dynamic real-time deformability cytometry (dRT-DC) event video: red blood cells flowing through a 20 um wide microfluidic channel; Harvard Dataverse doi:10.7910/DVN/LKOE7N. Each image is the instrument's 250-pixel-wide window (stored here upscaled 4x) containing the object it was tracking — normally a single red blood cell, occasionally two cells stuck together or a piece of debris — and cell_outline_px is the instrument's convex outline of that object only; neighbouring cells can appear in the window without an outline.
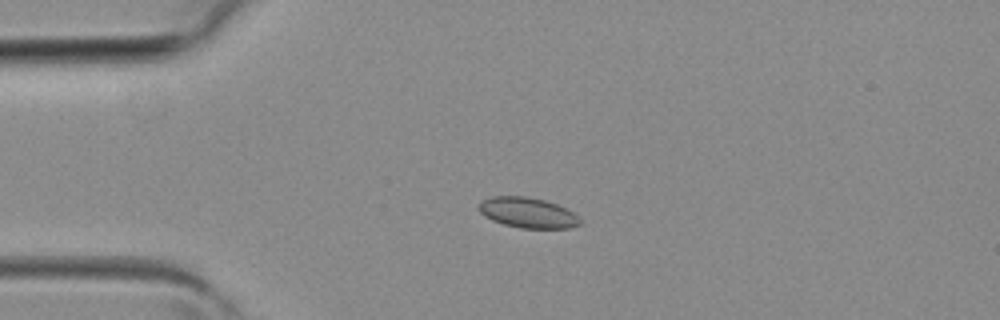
{"species": "common noctule bat (a hibernating species)", "species_latin": "Nyctalus noctula", "temperature_condition": "room temperature", "stored_images_in_passage": 3, "camera_frame_rate_fps": 3000, "um_per_image_px": 0.085, "animal": {"sex": "female", "body_mass_g": 19.3, "forearm_length_mm": 54.1}, "frame": {"image": 1, "passage_image": 2, "time_ms": 0.333, "image_size_px": [1000, 320], "cell_outline_px": [[580, 224], [572, 228], [520, 228], [504, 224], [492, 220], [484, 216], [476, 208], [480, 200], [492, 196], [528, 196], [544, 200], [556, 204], [572, 212], [580, 220]], "centroid_in_image_um": [44.79, 18.07], "position_along_channel_um": 40.2, "area_um2": 17.98}}